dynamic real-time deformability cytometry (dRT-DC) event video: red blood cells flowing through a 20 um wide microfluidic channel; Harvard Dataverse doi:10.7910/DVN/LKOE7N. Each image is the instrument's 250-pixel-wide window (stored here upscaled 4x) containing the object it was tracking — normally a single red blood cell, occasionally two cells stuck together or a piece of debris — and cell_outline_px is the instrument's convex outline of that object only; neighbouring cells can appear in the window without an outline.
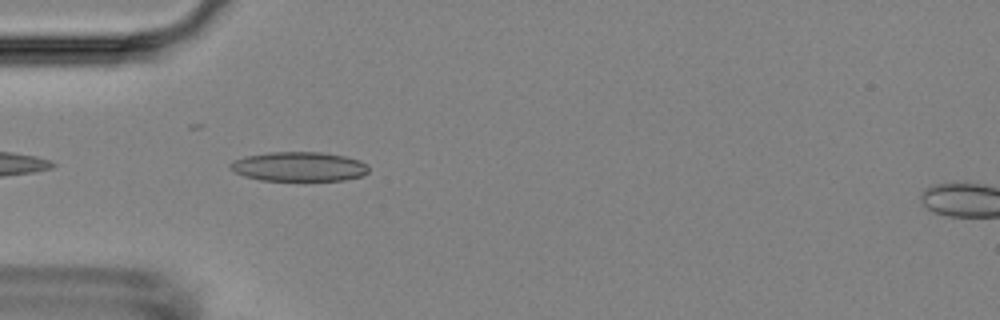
{"species": "Egyptian fruit bat (a non-hibernating species)", "species_latin": "Rousettus aegyptiacus", "temperature_condition": "room temperature", "stored_images_in_passage": 5, "camera_frame_rate_fps": 3000, "um_per_image_px": 0.085, "animal": {"sex": "female"}, "frame": {"image": 1, "passage_image": 3, "time_ms": 0.667, "image_size_px": [1000, 320], "cell_outline_px": [[368, 172], [364, 176], [344, 180], [260, 180], [244, 176], [228, 168], [228, 164], [232, 160], [244, 156], [268, 152], [320, 152], [344, 156], [360, 160], [368, 164]], "centroid_in_image_um": [25.4, 14.15], "position_along_channel_um": 59.6, "area_um2": 23.93}}